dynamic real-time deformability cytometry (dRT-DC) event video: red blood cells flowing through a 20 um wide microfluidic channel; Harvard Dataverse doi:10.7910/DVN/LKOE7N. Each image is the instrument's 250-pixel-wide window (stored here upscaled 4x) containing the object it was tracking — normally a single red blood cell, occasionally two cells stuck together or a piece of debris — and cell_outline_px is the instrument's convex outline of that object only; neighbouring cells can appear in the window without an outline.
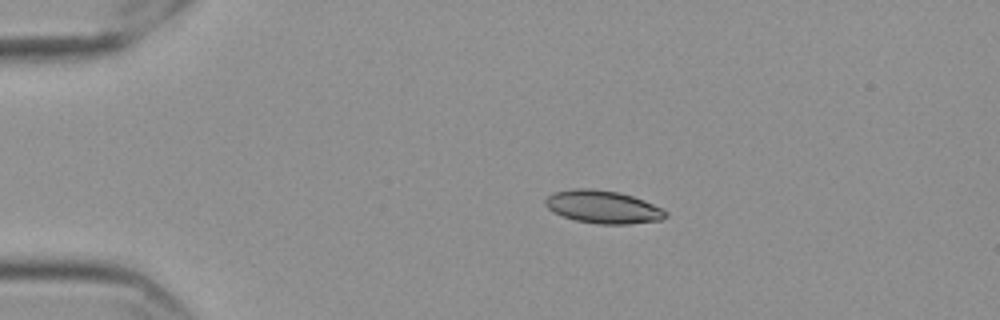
{"species": "Egyptian fruit bat (a non-hibernating species)", "species_latin": "Rousettus aegyptiacus", "temperature_condition": "cold", "stored_images_in_passage": 46, "camera_frame_rate_fps": 3000, "um_per_image_px": 0.085, "frame": {"image": 1, "passage_image": 1, "time_ms": 0.0, "image_size_px": [1000, 320], "cell_outline_px": [[668, 216], [660, 220], [628, 224], [596, 224], [576, 220], [552, 212], [544, 204], [544, 200], [552, 192], [572, 188], [592, 188], [620, 192], [644, 200], [668, 212]], "centroid_in_image_um": [51.22, 17.58], "position_along_channel_um": 33.8, "area_um2": 23.18}}
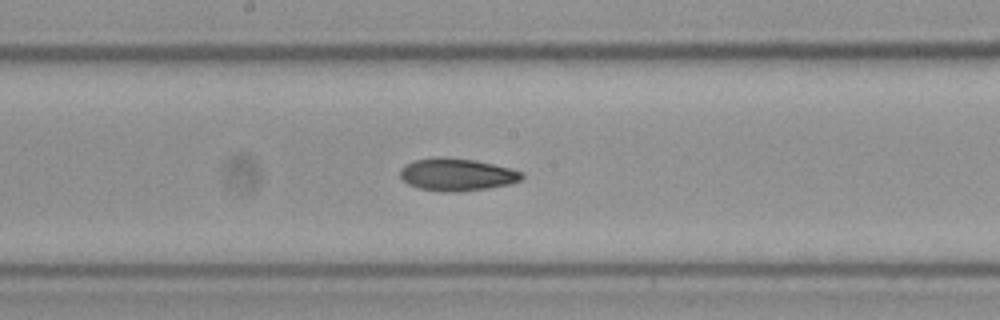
{"frame": {"image": 2, "passage_image": 20, "time_ms": 6.333, "image_size_px": [1000, 320], "cell_outline_px": [[524, 176], [520, 180], [512, 184], [488, 188], [460, 192], [444, 192], [420, 188], [408, 184], [400, 176], [400, 168], [404, 164], [416, 160], [436, 156], [476, 160], [512, 168], [524, 172]], "centroid_in_image_um": [38.86, 14.83], "position_along_channel_um": 209.3, "area_um2": 23.29}}
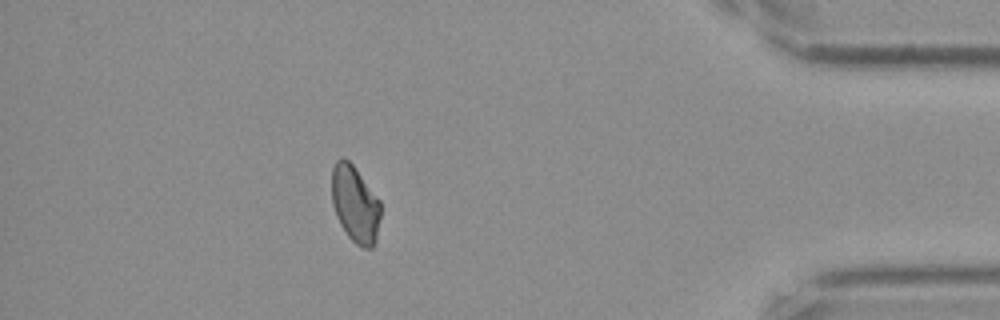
{"frame": {"image": 3, "passage_image": 40, "time_ms": 13.0, "image_size_px": [1000, 320], "cell_outline_px": [[380, 216], [376, 240], [372, 248], [364, 248], [356, 244], [348, 236], [340, 224], [336, 216], [332, 204], [332, 168], [336, 160], [340, 156], [344, 156], [356, 168], [380, 200]], "centroid_in_image_um": [30.17, 17.32], "position_along_channel_um": 405.0, "area_um2": 22.02}, "authors_computed_cell_mechanics": {"area_um2": 22.3686, "velocity_mm_per_s": 3.5684, "shape_relaxation_time_tau1_ms": null, "shape_relaxation_time_tau2_ms": 5.6394, "deformation_change_tau1": null, "deformation_change_tau2": 0.0975}}